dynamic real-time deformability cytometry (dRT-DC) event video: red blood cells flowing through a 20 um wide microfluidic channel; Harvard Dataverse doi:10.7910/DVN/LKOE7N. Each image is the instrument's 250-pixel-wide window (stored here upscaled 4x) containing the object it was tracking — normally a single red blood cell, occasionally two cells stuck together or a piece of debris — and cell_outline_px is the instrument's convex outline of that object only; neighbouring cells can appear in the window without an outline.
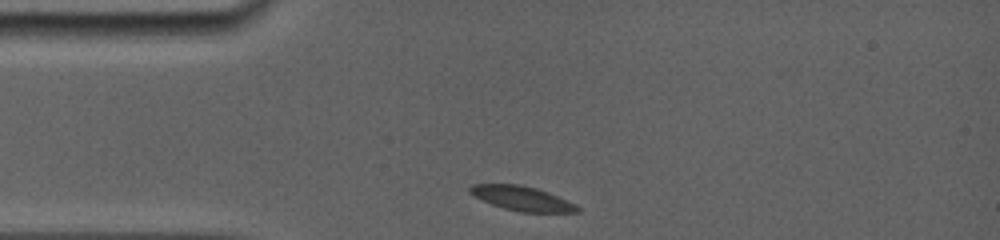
{"species": "common noctule bat (a hibernating species)", "species_latin": "Nyctalus noctula", "temperature_condition": "room temperature", "stored_images_in_passage": 10, "camera_frame_rate_fps": 5000, "um_per_image_px": 0.085, "animal": {"sex": "female", "body_mass_g": 19.0, "forearm_length_mm": 56.7}, "frame": {"image": 1, "passage_image": 1, "time_ms": 0.0, "image_size_px": [1000, 240], "cell_outline_px": [[580, 212], [520, 212], [504, 208], [492, 204], [468, 192], [468, 188], [472, 184], [520, 184], [536, 188], [548, 192], [576, 204], [580, 208]], "centroid_in_image_um": [44.39, 16.86], "position_along_channel_um": 40.6, "area_um2": 15.2}}
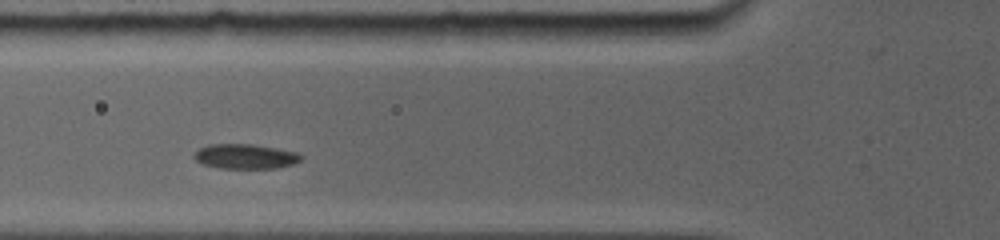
{"frame": {"image": 2, "passage_image": 6, "time_ms": 2.2, "image_size_px": [1000, 240], "cell_outline_px": [[304, 160], [292, 164], [276, 168], [220, 168], [204, 164], [196, 160], [192, 156], [200, 148], [208, 144], [252, 144], [276, 148], [296, 152], [304, 156]], "centroid_in_image_um": [20.89, 13.29], "position_along_channel_um": 104.9, "area_um2": 15.43}}
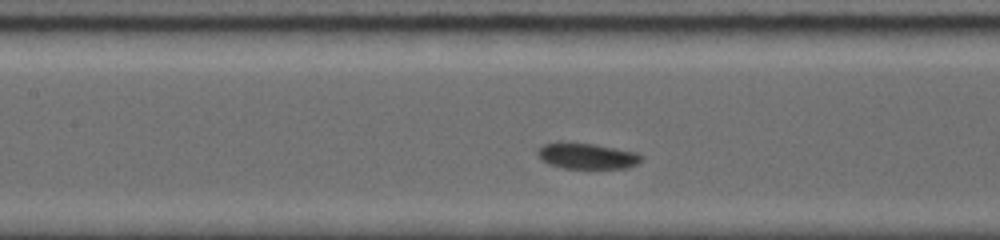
{"frame": {"image": 3, "passage_image": 9, "time_ms": 3.6, "image_size_px": [1000, 240], "cell_outline_px": [[644, 156], [636, 164], [628, 168], [564, 168], [548, 164], [536, 152], [544, 144], [568, 140], [596, 144], [636, 152]], "centroid_in_image_um": [49.89, 13.23], "position_along_channel_um": 157.5, "area_um2": 15.84}}